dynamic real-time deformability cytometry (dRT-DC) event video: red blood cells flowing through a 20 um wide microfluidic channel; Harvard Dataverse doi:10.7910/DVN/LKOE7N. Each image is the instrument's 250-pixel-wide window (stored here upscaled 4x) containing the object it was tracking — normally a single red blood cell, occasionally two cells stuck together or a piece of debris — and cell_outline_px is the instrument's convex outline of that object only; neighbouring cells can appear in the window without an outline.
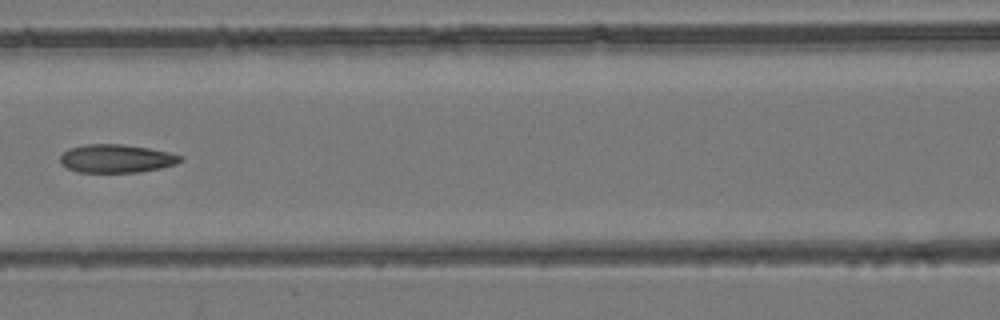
{"species": "common noctule bat (a hibernating species)", "species_latin": "Nyctalus noctula", "temperature_condition": "room temperature", "stored_images_in_passage": 7, "camera_frame_rate_fps": 3000, "um_per_image_px": 0.085, "animal": {"sex": "female", "body_mass_g": 24.6, "forearm_length_mm": 56.2}, "frame": {"image": 1, "passage_image": 7, "time_ms": 8.0, "image_size_px": [1000, 320], "cell_outline_px": [[184, 160], [176, 164], [160, 168], [140, 172], [76, 172], [60, 164], [60, 156], [68, 148], [84, 144], [124, 144], [148, 148], [168, 152], [184, 156]], "centroid_in_image_um": [9.89, 13.47], "position_along_channel_um": 156.7, "area_um2": 20.0}}